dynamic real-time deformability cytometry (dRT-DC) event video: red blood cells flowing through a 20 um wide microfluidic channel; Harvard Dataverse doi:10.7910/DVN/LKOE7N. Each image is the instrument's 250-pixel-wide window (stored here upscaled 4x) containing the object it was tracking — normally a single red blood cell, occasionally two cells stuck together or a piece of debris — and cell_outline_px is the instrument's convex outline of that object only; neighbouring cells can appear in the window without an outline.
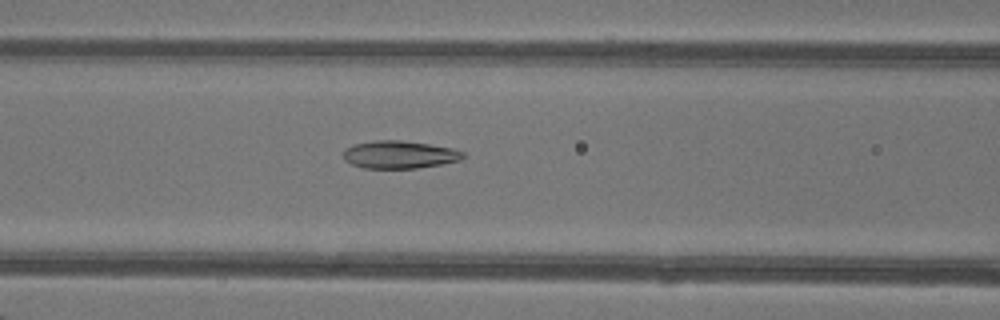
{"species": "common noctule bat (a hibernating species)", "species_latin": "Nyctalus noctula", "temperature_condition": "warm", "stored_images_in_passage": 40, "camera_frame_rate_fps": 3000, "um_per_image_px": 0.085, "animal": {"sex": "female"}, "frame": {"image": 1, "passage_image": 13, "time_ms": 4.0, "image_size_px": [1000, 320], "cell_outline_px": [[464, 156], [460, 160], [440, 164], [416, 168], [364, 168], [352, 164], [344, 160], [344, 148], [352, 144], [372, 140], [400, 140], [428, 144], [452, 148], [464, 152]], "centroid_in_image_um": [33.91, 13.13], "position_along_channel_um": 132.7, "area_um2": 19.31}}
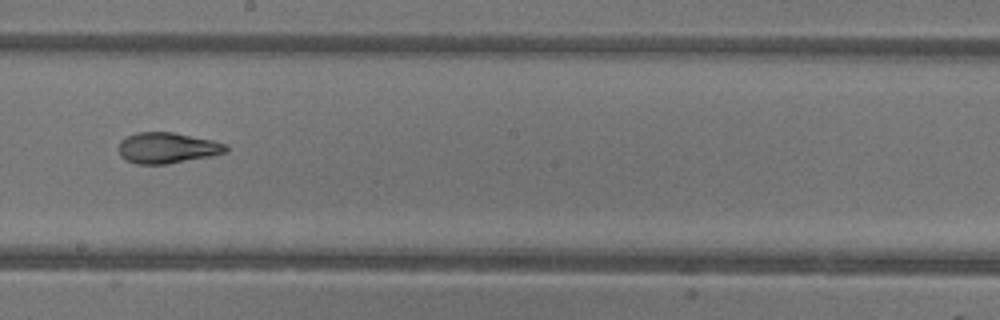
{"frame": {"image": 2, "passage_image": 20, "time_ms": 6.333, "image_size_px": [1000, 320], "cell_outline_px": [[228, 152], [208, 156], [164, 164], [136, 164], [120, 156], [120, 140], [136, 132], [172, 132], [212, 140], [224, 144], [228, 148]], "centroid_in_image_um": [14.2, 12.56], "position_along_channel_um": 234.0, "area_um2": 18.9}}
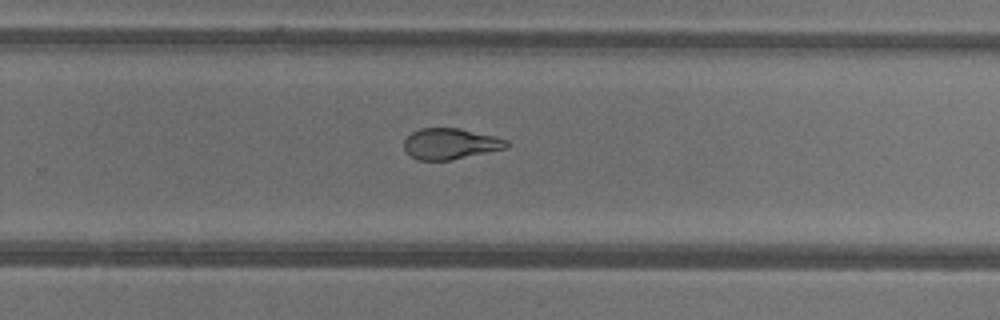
{"frame": {"image": 3, "passage_image": 24, "time_ms": 7.667, "image_size_px": [1000, 320], "cell_outline_px": [[508, 148], [448, 160], [416, 160], [404, 148], [404, 140], [412, 132], [420, 128], [456, 128], [492, 136], [508, 140]], "centroid_in_image_um": [38.26, 12.22], "position_along_channel_um": 291.5, "area_um2": 18.15}, "authors_computed_cell_mechanics": {"area_um2": 20.6346, "velocity_mm_per_s": 4.3466, "shape_relaxation_time_tau1_ms": 11.1651, "shape_relaxation_time_tau2_ms": 1.2964, "deformation_change_tau1": 0.3146, "deformation_change_tau2": 0.0824}}